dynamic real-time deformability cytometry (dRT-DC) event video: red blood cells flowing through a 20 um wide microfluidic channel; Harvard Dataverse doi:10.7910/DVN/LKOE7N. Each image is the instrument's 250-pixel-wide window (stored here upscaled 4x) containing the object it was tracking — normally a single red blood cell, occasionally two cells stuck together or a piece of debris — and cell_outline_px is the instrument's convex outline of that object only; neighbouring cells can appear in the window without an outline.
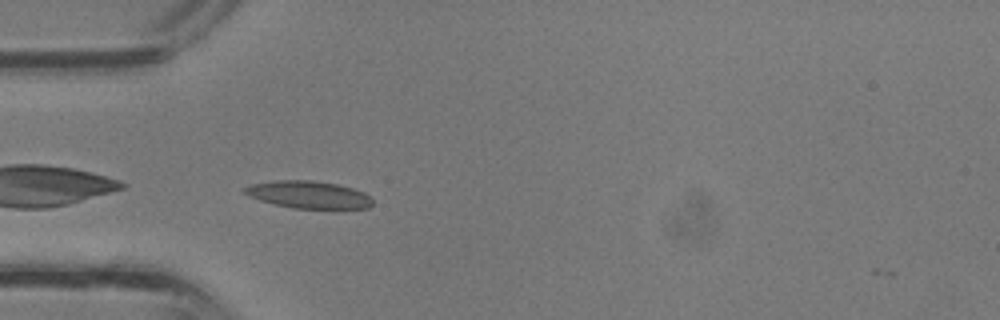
{"species": "common noctule bat (a hibernating species)", "species_latin": "Nyctalus noctula", "temperature_condition": "room temperature", "stored_images_in_passage": 25, "camera_frame_rate_fps": 3000, "um_per_image_px": 0.085, "animal": {"sex": "male", "body_mass_g": 13.3}, "frame": {"image": 1, "passage_image": 3, "time_ms": 0.667, "image_size_px": [1000, 320], "cell_outline_px": [[372, 204], [368, 208], [292, 208], [260, 200], [248, 196], [244, 192], [244, 188], [252, 184], [276, 180], [312, 180], [336, 184], [352, 188], [364, 192], [372, 200]], "centroid_in_image_um": [26.22, 16.54], "position_along_channel_um": 58.8, "area_um2": 20.11}}
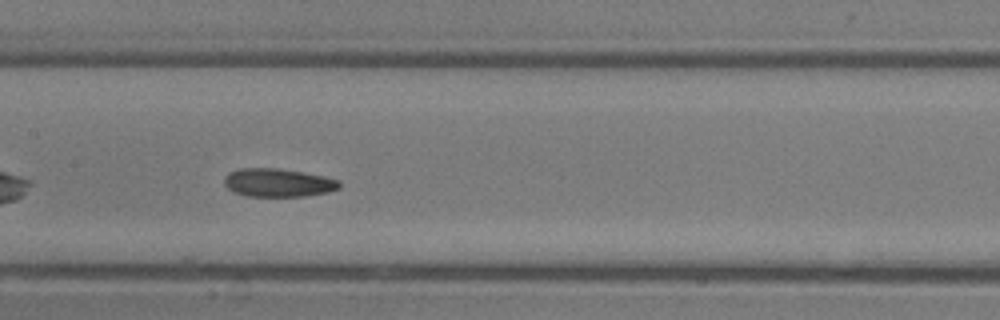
{"frame": {"image": 2, "passage_image": 10, "time_ms": 3.0, "image_size_px": [1000, 320], "cell_outline_px": [[340, 188], [328, 192], [304, 196], [244, 196], [228, 188], [224, 184], [224, 176], [228, 172], [240, 168], [280, 168], [324, 176], [340, 180]], "centroid_in_image_um": [23.63, 15.52], "position_along_channel_um": 183.8, "area_um2": 19.07}}
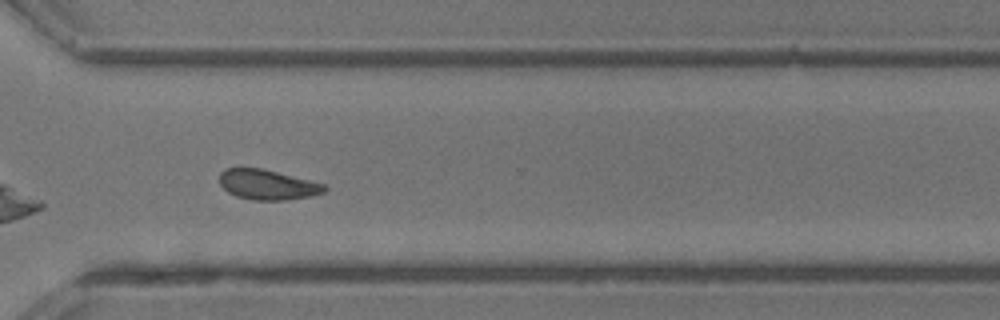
{"frame": {"image": 3, "passage_image": 19, "time_ms": 6.0, "image_size_px": [1000, 320], "cell_outline_px": [[328, 188], [324, 192], [312, 196], [288, 200], [252, 200], [236, 196], [228, 192], [220, 184], [220, 172], [224, 168], [260, 168], [324, 184]], "centroid_in_image_um": [22.72, 15.71], "position_along_channel_um": 347.9, "area_um2": 18.26}}